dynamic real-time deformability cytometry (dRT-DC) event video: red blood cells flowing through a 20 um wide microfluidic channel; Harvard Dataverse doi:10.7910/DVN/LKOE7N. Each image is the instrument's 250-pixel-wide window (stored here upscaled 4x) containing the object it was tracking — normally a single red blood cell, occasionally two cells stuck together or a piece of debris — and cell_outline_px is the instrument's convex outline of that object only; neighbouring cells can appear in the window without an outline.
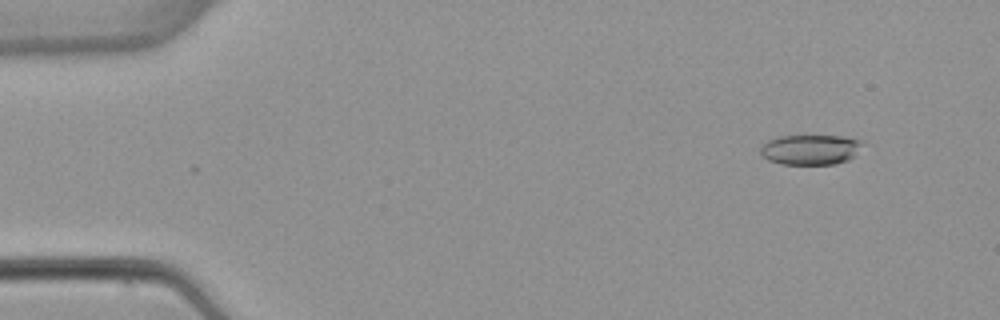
{"species": "common noctule bat (a hibernating species)", "species_latin": "Nyctalus noctula", "temperature_condition": "warm", "stored_images_in_passage": 4, "camera_frame_rate_fps": 3000, "um_per_image_px": 0.085, "animal": {"sex": "female", "body_mass_g": 22.7, "forearm_length_mm": 54.2}, "frame": {"image": 1, "passage_image": 1, "time_ms": 0.0, "image_size_px": [1000, 320], "cell_outline_px": [[864, 144], [856, 156], [848, 160], [836, 164], [780, 164], [768, 160], [760, 152], [760, 144], [768, 140], [780, 136], [844, 136], [864, 140]], "centroid_in_image_um": [68.93, 12.71], "position_along_channel_um": 16.1, "area_um2": 18.26}}
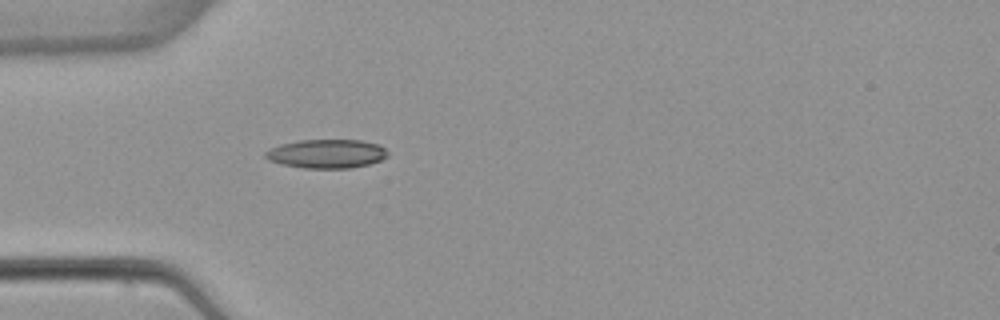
{"frame": {"image": 2, "passage_image": 4, "time_ms": 3.667, "image_size_px": [1000, 320], "cell_outline_px": [[388, 156], [380, 160], [368, 164], [348, 168], [304, 168], [280, 164], [268, 160], [264, 156], [264, 152], [280, 144], [300, 140], [360, 140], [380, 144], [388, 152]], "centroid_in_image_um": [27.75, 13.06], "position_along_channel_um": 57.2, "area_um2": 20.58}}